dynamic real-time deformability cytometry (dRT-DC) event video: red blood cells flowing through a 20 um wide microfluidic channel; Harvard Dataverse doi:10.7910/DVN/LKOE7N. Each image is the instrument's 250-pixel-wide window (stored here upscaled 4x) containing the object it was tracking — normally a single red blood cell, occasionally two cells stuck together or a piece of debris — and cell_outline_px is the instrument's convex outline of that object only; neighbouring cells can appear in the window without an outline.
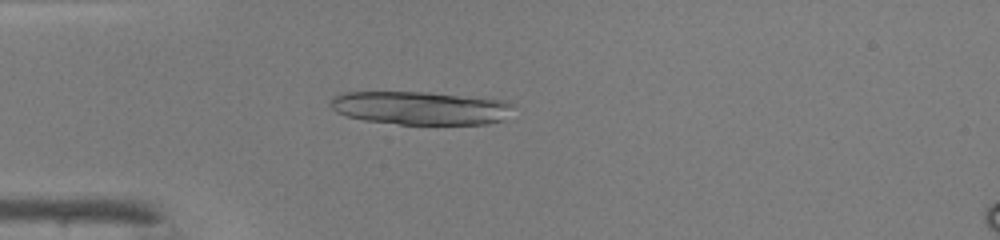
{"species": "common noctule bat (a hibernating species)", "species_latin": "Nyctalus noctula", "temperature_condition": "warm", "stored_images_in_passage": 47, "camera_frame_rate_fps": 3000, "um_per_image_px": 0.085, "animal": {"sex": "male", "body_mass_g": 19.0, "forearm_length_mm": 50.8}, "frame": {"image": 1, "passage_image": 13, "time_ms": 4.0, "image_size_px": [1000, 240], "cell_outline_px": [[516, 104], [504, 120], [488, 124], [400, 124], [368, 120], [348, 116], [336, 112], [328, 104], [336, 96], [344, 92], [428, 92], [504, 100]], "centroid_in_image_um": [35.8, 9.18], "position_along_channel_um": 49.2, "area_um2": 35.43}}